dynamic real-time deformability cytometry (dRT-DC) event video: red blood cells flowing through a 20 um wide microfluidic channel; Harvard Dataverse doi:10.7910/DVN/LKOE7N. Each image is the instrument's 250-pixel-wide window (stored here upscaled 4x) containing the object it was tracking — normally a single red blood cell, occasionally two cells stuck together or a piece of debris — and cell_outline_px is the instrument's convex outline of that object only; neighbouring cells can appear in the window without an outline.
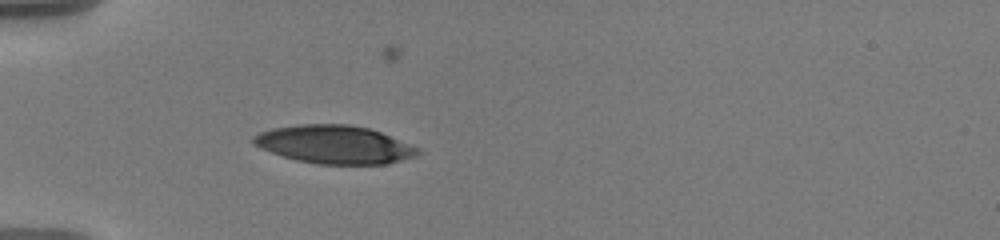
{"species": "human", "species_latin": "Homo sapiens", "temperature_condition": "warm", "stored_images_in_passage": 40, "camera_frame_rate_fps": 3000, "um_per_image_px": 0.085, "donor": {"sex": "male"}, "frame": {"image": 1, "passage_image": 1, "time_ms": 0.0, "image_size_px": [1000, 240], "cell_outline_px": [[420, 152], [416, 156], [388, 164], [320, 164], [296, 160], [260, 148], [252, 144], [252, 136], [260, 132], [272, 128], [300, 124], [348, 124], [368, 128], [380, 132], [420, 148]], "centroid_in_image_um": [28.42, 12.28], "position_along_channel_um": 56.6, "area_um2": 36.53}}
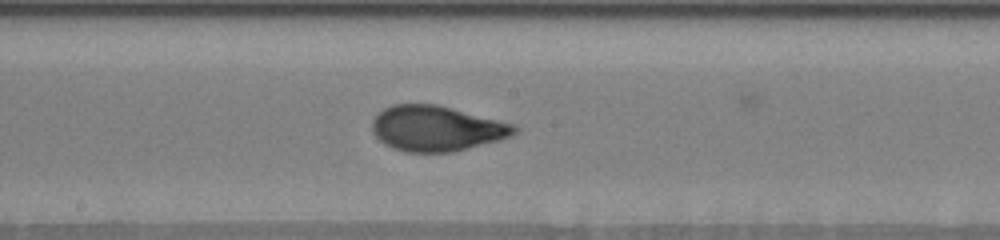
{"frame": {"image": 2, "passage_image": 15, "time_ms": 4.667, "image_size_px": [1000, 240], "cell_outline_px": [[520, 128], [516, 132], [500, 140], [452, 152], [408, 152], [392, 148], [384, 144], [372, 132], [372, 120], [384, 108], [392, 104], [436, 104], [516, 124]], "centroid_in_image_um": [37.11, 10.91], "position_along_channel_um": 211.1, "area_um2": 37.57}}
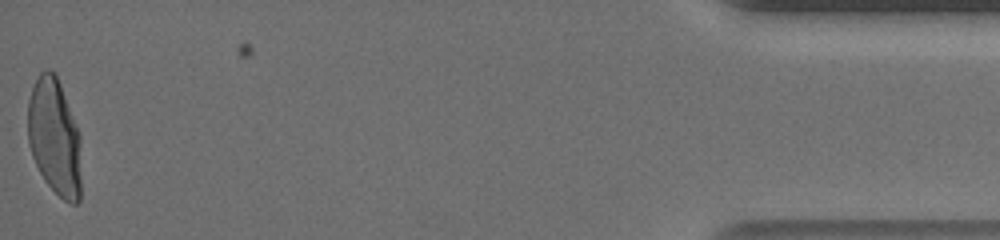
{"frame": {"image": 3, "passage_image": 40, "time_ms": 13.0, "image_size_px": [1000, 240], "cell_outline_px": [[80, 200], [76, 204], [72, 204], [64, 200], [44, 180], [32, 156], [28, 144], [28, 100], [32, 88], [40, 72], [44, 68], [48, 68], [56, 76], [60, 84], [80, 136]], "centroid_in_image_um": [4.62, 11.66], "position_along_channel_um": 430.6, "area_um2": 36.07}, "authors_computed_cell_mechanics": {"area_um2": 36.3851, "velocity_mm_per_s": 3.585, "shape_relaxation_time_tau1_ms": 6.0245, "shape_relaxation_time_tau2_ms": null, "deformation_change_tau1": 0.2416, "deformation_change_tau2": null}}